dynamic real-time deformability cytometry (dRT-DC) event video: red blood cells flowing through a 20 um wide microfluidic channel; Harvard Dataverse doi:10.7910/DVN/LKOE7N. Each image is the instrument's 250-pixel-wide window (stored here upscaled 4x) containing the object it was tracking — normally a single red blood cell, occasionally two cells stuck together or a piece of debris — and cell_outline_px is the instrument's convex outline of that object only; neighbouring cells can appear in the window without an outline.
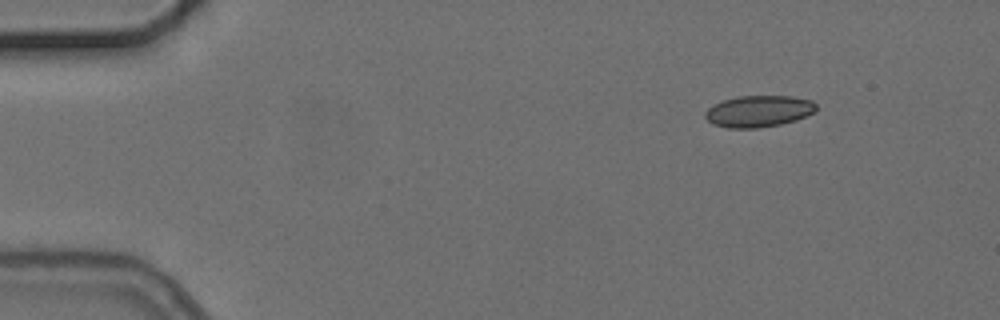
{"species": "common noctule bat (a hibernating species)", "species_latin": "Nyctalus noctula", "temperature_condition": "cold", "stored_images_in_passage": 4, "camera_frame_rate_fps": 3000, "um_per_image_px": 0.085, "animal": {"sex": "female", "body_mass_g": 24.6, "forearm_length_mm": 56.2}, "frame": {"image": 1, "passage_image": 1, "time_ms": 0.0, "image_size_px": [1000, 320], "cell_outline_px": [[816, 112], [796, 120], [780, 124], [760, 128], [728, 128], [712, 124], [704, 116], [704, 112], [712, 104], [736, 96], [792, 96], [812, 100], [816, 104]], "centroid_in_image_um": [64.48, 9.45], "position_along_channel_um": 20.5, "area_um2": 20.63}}
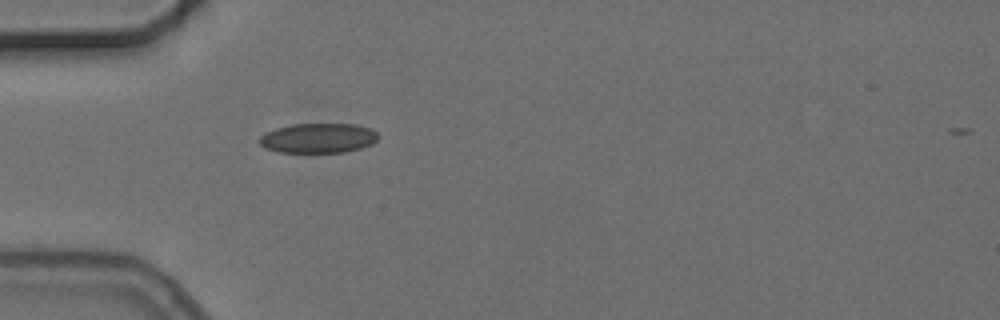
{"frame": {"image": 2, "passage_image": 4, "time_ms": 3.333, "image_size_px": [1000, 320], "cell_outline_px": [[380, 136], [372, 144], [360, 148], [344, 152], [276, 152], [264, 148], [260, 144], [260, 136], [264, 132], [276, 128], [292, 124], [356, 124], [368, 128], [376, 132]], "centroid_in_image_um": [27.02, 11.74], "position_along_channel_um": 58.0, "area_um2": 20.63}}